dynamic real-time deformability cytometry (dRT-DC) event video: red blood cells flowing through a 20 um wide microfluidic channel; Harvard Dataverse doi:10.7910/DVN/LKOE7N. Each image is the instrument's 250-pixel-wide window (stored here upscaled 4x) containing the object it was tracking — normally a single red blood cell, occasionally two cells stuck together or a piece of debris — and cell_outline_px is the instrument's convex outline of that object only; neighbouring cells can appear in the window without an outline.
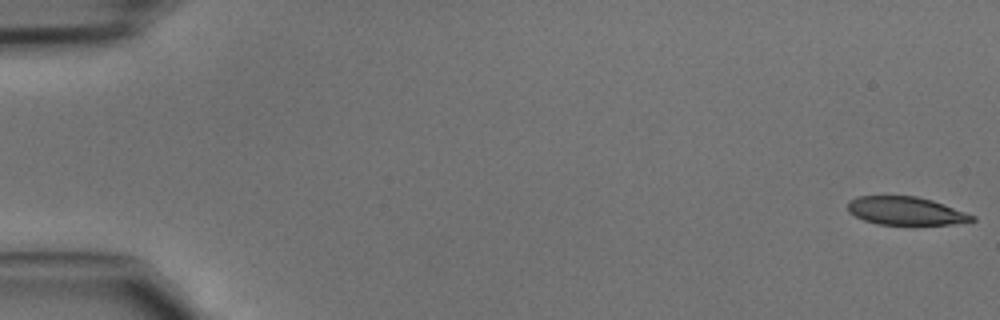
{"species": "common noctule bat (a hibernating species)", "species_latin": "Nyctalus noctula", "temperature_condition": "cold", "stored_images_in_passage": 47, "camera_frame_rate_fps": 3000, "um_per_image_px": 0.085, "animal": {"sex": "male", "body_mass_g": 15.6}, "frame": {"image": 1, "passage_image": 1, "time_ms": 0.0, "image_size_px": [1000, 320], "cell_outline_px": [[976, 220], [952, 224], [912, 228], [876, 224], [864, 220], [848, 212], [848, 200], [856, 196], [916, 196], [932, 200], [976, 216]], "centroid_in_image_um": [76.99, 17.98], "position_along_channel_um": 8.0, "area_um2": 21.39}}
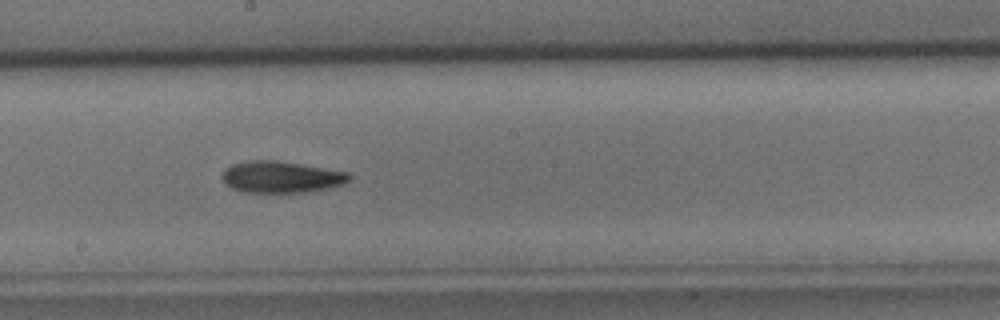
{"frame": {"image": 2, "passage_image": 26, "time_ms": 8.333, "image_size_px": [1000, 320], "cell_outline_px": [[352, 176], [344, 184], [328, 188], [308, 192], [244, 192], [232, 188], [220, 176], [224, 168], [232, 164], [248, 160], [276, 160], [348, 172]], "centroid_in_image_um": [23.88, 15.04], "position_along_channel_um": 224.3, "area_um2": 23.35}}
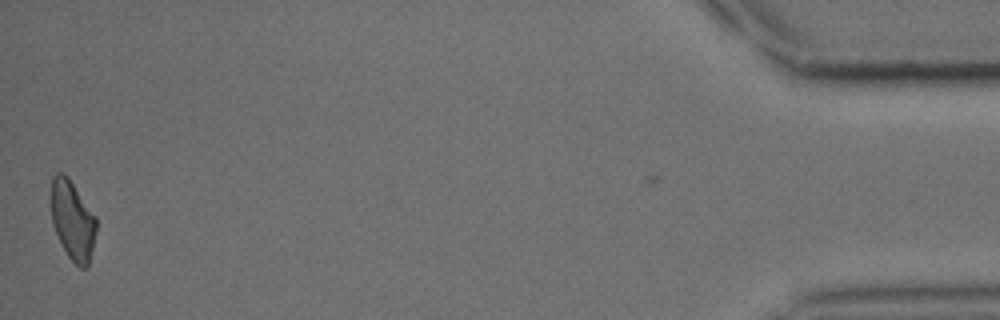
{"frame": {"image": 3, "passage_image": 46, "time_ms": 15.0, "image_size_px": [1000, 320], "cell_outline_px": [[96, 232], [88, 268], [80, 268], [68, 256], [52, 224], [52, 176], [56, 172], [64, 172], [68, 176], [96, 216]], "centroid_in_image_um": [6.19, 18.71], "position_along_channel_um": 429.0, "area_um2": 20.75}}